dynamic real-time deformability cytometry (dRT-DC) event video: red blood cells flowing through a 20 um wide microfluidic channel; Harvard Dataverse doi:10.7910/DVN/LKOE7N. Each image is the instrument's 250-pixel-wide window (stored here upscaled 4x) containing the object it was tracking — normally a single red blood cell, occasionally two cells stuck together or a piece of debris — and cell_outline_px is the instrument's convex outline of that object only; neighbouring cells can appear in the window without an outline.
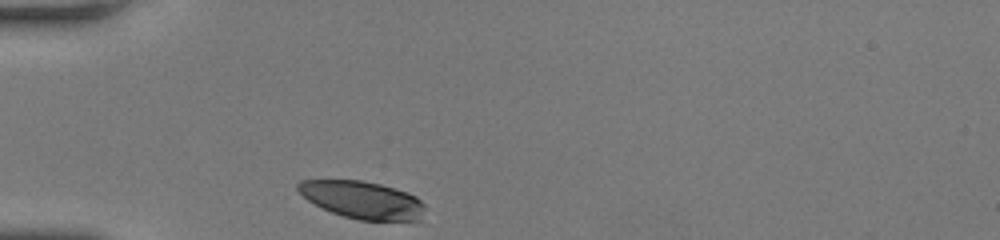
{"species": "human", "species_latin": "Homo sapiens", "temperature_condition": "room temperature", "stored_images_in_passage": 30, "camera_frame_rate_fps": 3000, "um_per_image_px": 0.085, "donor": {"sex": "female"}, "frame": {"image": 1, "passage_image": 1, "time_ms": 0.0, "image_size_px": [1000, 240], "cell_outline_px": [[424, 208], [420, 220], [360, 220], [344, 216], [332, 212], [308, 200], [296, 188], [296, 184], [300, 180], [364, 180], [380, 184], [408, 192], [416, 196], [424, 204]], "centroid_in_image_um": [30.8, 16.97], "position_along_channel_um": 54.2, "area_um2": 27.51}}
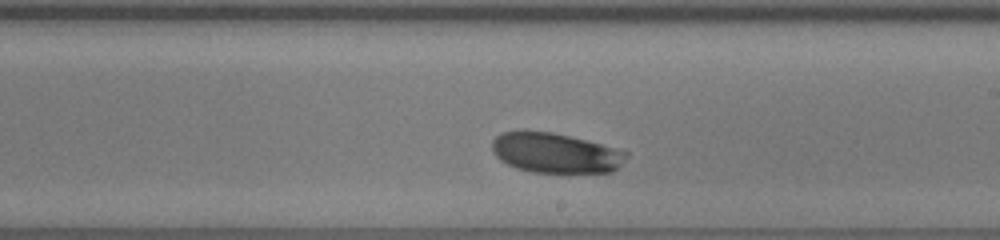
{"frame": {"image": 2, "passage_image": 18, "time_ms": 5.667, "image_size_px": [1000, 240], "cell_outline_px": [[628, 156], [612, 172], [532, 172], [516, 168], [500, 160], [492, 152], [492, 140], [500, 132], [524, 128], [552, 132], [600, 144], [628, 152]], "centroid_in_image_um": [47.12, 12.96], "position_along_channel_um": 241.9, "area_um2": 31.5}}
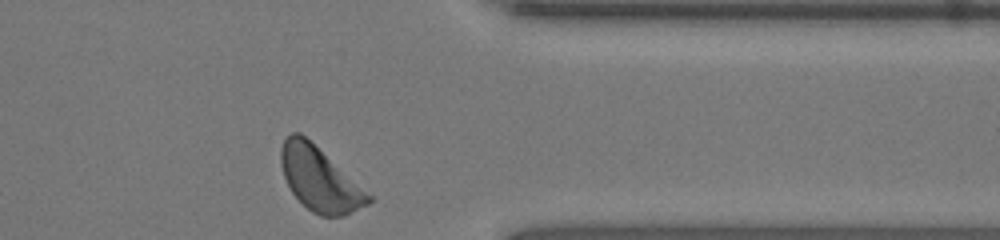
{"frame": {"image": 3, "passage_image": 30, "time_ms": 9.667, "image_size_px": [1000, 240], "cell_outline_px": [[372, 200], [368, 204], [344, 216], [320, 216], [312, 212], [292, 192], [284, 176], [280, 164], [280, 148], [284, 140], [292, 132], [300, 132], [372, 196]], "centroid_in_image_um": [27.15, 15.23], "position_along_channel_um": 384.3, "area_um2": 31.85}, "authors_computed_cell_mechanics": {"area_um2": 31.5588, "velocity_mm_per_s": 3.7205, "shape_relaxation_time_tau1_ms": 3.3852, "shape_relaxation_time_tau2_ms": null, "deformation_change_tau1": 0.1276, "deformation_change_tau2": null}}